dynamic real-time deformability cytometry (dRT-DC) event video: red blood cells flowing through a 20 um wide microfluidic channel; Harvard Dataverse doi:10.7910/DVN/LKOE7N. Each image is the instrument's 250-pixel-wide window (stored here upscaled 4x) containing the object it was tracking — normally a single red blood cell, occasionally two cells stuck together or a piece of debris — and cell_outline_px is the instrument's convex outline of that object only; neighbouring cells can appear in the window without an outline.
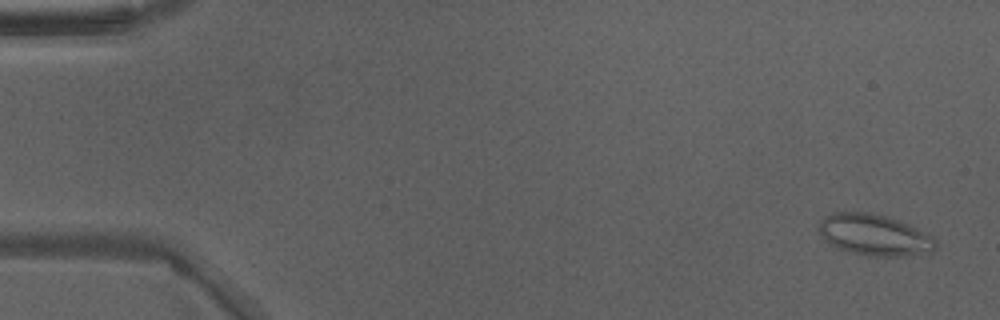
{"species": "Egyptian fruit bat (a non-hibernating species)", "species_latin": "Rousettus aegyptiacus", "temperature_condition": "warm", "stored_images_in_passage": 49, "camera_frame_rate_fps": 3000, "um_per_image_px": 0.085, "animal": {"sex": "male"}, "frame": {"image": 1, "passage_image": 2, "time_ms": 0.333, "image_size_px": [1000, 320], "cell_outline_px": [[936, 248], [932, 252], [904, 256], [868, 256], [852, 252], [828, 244], [820, 236], [820, 220], [824, 216], [832, 212], [868, 212], [888, 216], [928, 232], [936, 240]], "centroid_in_image_um": [74.34, 19.96], "position_along_channel_um": 10.7, "area_um2": 28.32}}
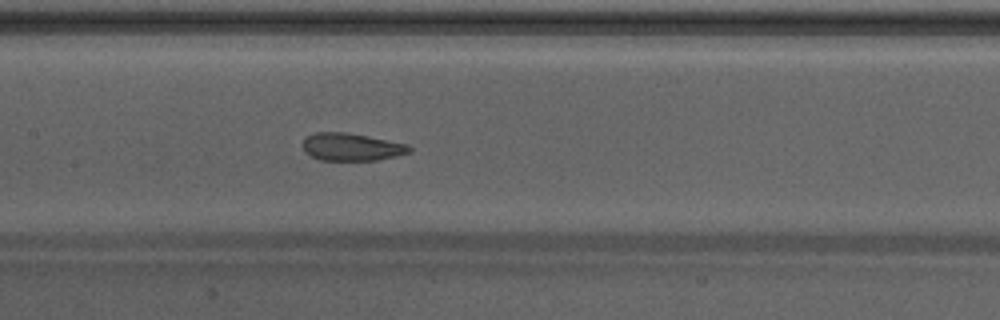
{"frame": {"image": 2, "passage_image": 24, "time_ms": 7.667, "image_size_px": [1000, 320], "cell_outline_px": [[412, 152], [396, 156], [376, 160], [320, 160], [304, 152], [304, 140], [308, 136], [316, 132], [348, 132], [408, 144], [412, 148]], "centroid_in_image_um": [29.92, 12.49], "position_along_channel_um": 177.5, "area_um2": 17.11}}
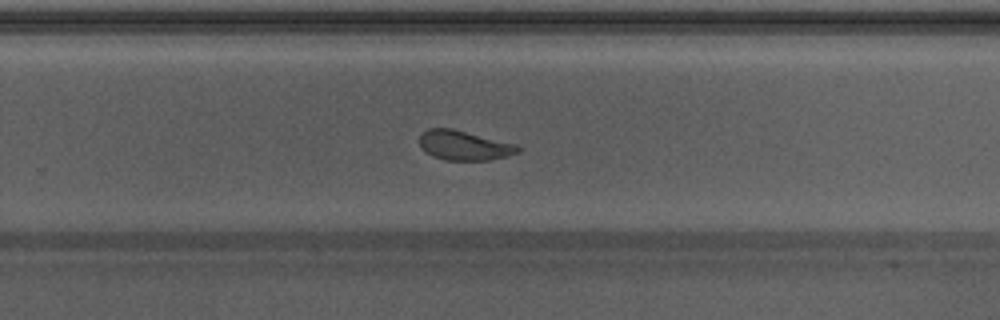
{"frame": {"image": 3, "passage_image": 32, "time_ms": 10.333, "image_size_px": [1000, 320], "cell_outline_px": [[520, 152], [508, 156], [492, 160], [444, 160], [432, 156], [420, 148], [420, 132], [428, 128], [452, 128], [516, 144], [520, 148]], "centroid_in_image_um": [39.43, 12.36], "position_along_channel_um": 290.4, "area_um2": 17.17}, "authors_computed_cell_mechanics": {"area_um2": 18.9584, "velocity_mm_per_s": 4.253, "shape_relaxation_time_tau1_ms": 9.3569, "shape_relaxation_time_tau2_ms": 1.0753, "deformation_change_tau1": 0.1415, "deformation_change_tau2": 0.0713}}